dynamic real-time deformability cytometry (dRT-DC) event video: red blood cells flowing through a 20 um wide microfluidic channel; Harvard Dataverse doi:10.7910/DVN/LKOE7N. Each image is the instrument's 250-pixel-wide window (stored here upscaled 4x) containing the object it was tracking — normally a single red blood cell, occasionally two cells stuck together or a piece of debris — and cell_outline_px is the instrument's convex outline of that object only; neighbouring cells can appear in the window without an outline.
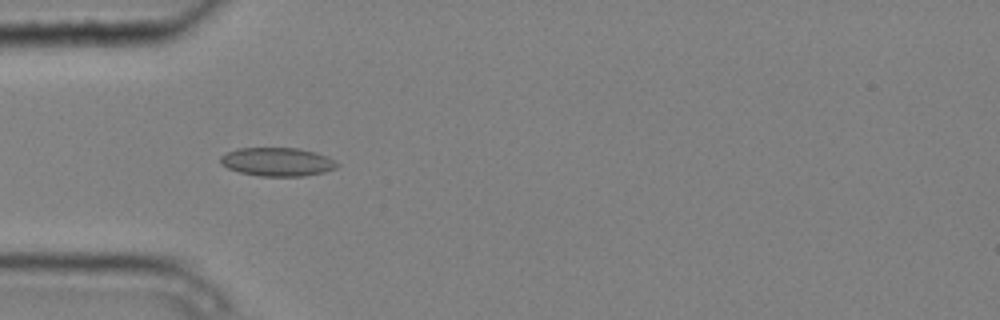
{"species": "common noctule bat (a hibernating species)", "species_latin": "Nyctalus noctula", "temperature_condition": "cold", "stored_images_in_passage": 5, "camera_frame_rate_fps": 3000, "um_per_image_px": 0.085, "animal": {"sex": "male", "body_mass_g": 20.4}, "frame": {"image": 1, "passage_image": 4, "time_ms": 1.0, "image_size_px": [1000, 320], "cell_outline_px": [[340, 164], [336, 168], [324, 172], [304, 176], [260, 176], [240, 172], [228, 168], [220, 164], [220, 156], [236, 148], [300, 148], [316, 152], [328, 156], [336, 160]], "centroid_in_image_um": [23.6, 13.75], "position_along_channel_um": 61.4, "area_um2": 19.59}}
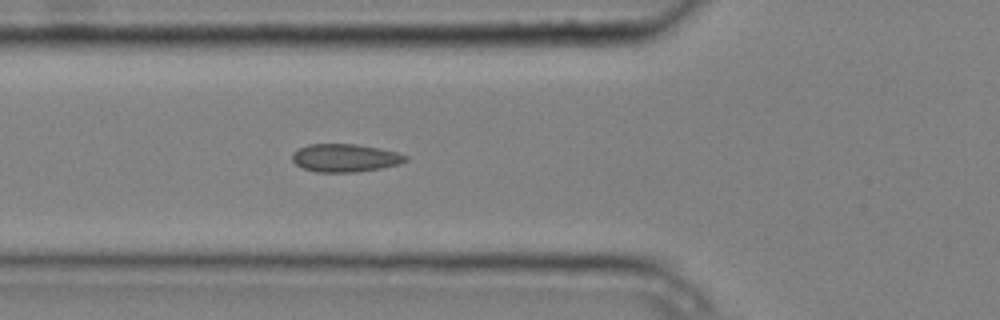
{"frame": {"image": 2, "passage_image": 5, "time_ms": 1.333, "image_size_px": [1000, 320], "cell_outline_px": [[408, 160], [400, 164], [380, 168], [356, 172], [316, 172], [304, 168], [296, 164], [292, 160], [292, 152], [296, 148], [308, 144], [356, 144], [380, 148], [396, 152], [408, 156]], "centroid_in_image_um": [29.31, 13.41], "position_along_channel_um": 96.5, "area_um2": 18.61}}